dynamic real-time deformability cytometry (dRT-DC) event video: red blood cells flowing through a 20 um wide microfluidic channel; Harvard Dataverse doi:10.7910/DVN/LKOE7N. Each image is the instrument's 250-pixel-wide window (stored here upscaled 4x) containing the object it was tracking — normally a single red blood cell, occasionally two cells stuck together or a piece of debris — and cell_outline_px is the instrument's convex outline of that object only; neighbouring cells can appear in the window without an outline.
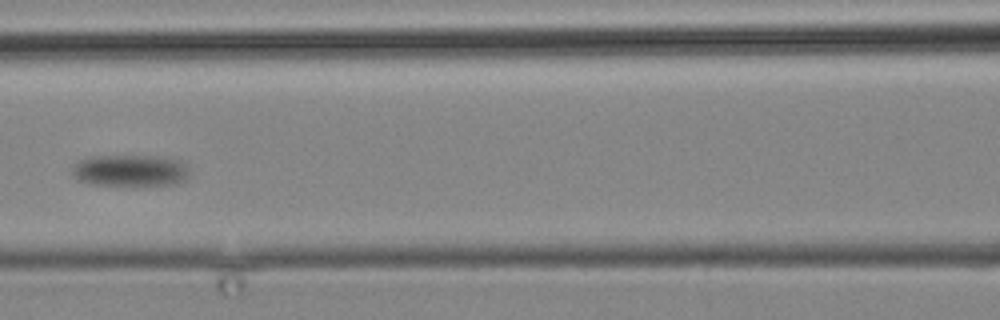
{"species": "common noctule bat (a hibernating species)", "species_latin": "Nyctalus noctula", "temperature_condition": "cold", "stored_images_in_passage": 6, "camera_frame_rate_fps": 3000, "um_per_image_px": 0.085, "animal": {"sex": "male", "body_mass_g": 19.2, "forearm_length_mm": 51.8}, "frame": {"image": 1, "passage_image": 5, "time_ms": 4.667, "image_size_px": [1000, 320], "cell_outline_px": [[188, 180], [176, 184], [92, 184], [80, 180], [72, 172], [72, 168], [80, 160], [88, 156], [156, 156], [176, 160], [184, 164], [188, 168]], "centroid_in_image_um": [11.09, 14.48], "position_along_channel_um": 155.5, "area_um2": 21.15}}